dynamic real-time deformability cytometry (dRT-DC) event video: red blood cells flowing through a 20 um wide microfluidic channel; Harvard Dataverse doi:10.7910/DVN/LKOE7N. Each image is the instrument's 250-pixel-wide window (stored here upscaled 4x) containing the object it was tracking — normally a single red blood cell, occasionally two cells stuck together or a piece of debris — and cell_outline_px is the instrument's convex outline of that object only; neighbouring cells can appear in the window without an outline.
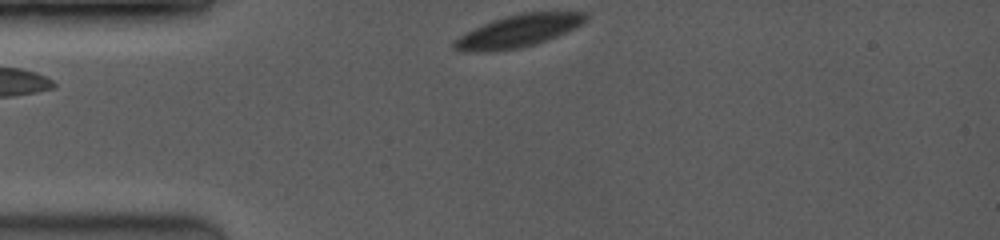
{"species": "common noctule bat (a hibernating species)", "species_latin": "Nyctalus noctula", "temperature_condition": "room temperature", "stored_images_in_passage": 29, "camera_frame_rate_fps": 3500, "um_per_image_px": 0.085, "animal": {"sex": "female", "body_mass_g": 19.0, "forearm_length_mm": 53.3}, "frame": {"image": 1, "passage_image": 1, "time_ms": 0.0, "image_size_px": [1000, 240], "cell_outline_px": [[588, 20], [556, 36], [536, 44], [520, 48], [468, 52], [464, 52], [452, 48], [452, 44], [464, 32], [492, 20], [504, 16], [524, 12], [588, 12]], "centroid_in_image_um": [44.04, 2.62], "position_along_channel_um": 41.0, "area_um2": 24.51}}
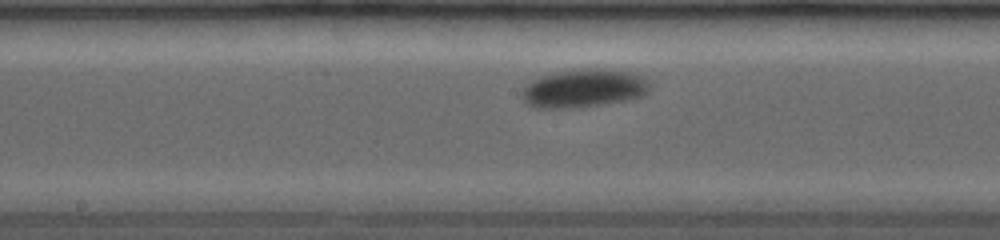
{"frame": {"image": 2, "passage_image": 13, "time_ms": 4.857, "image_size_px": [1000, 240], "cell_outline_px": [[648, 92], [640, 96], [624, 100], [576, 108], [536, 108], [528, 104], [524, 100], [520, 92], [532, 80], [540, 76], [556, 72], [580, 68], [596, 68], [628, 72], [644, 76], [648, 80]], "centroid_in_image_um": [49.59, 7.5], "position_along_channel_um": 198.6, "area_um2": 28.38}}
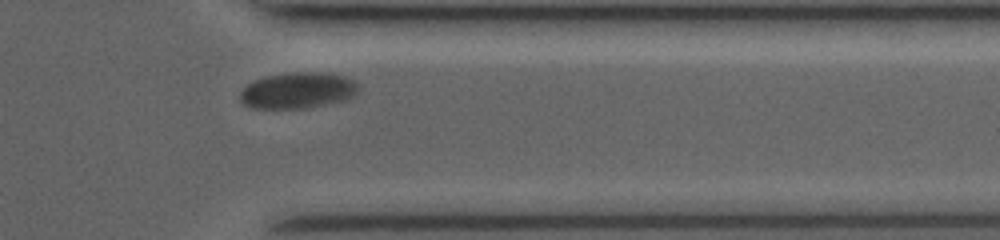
{"frame": {"image": 3, "passage_image": 26, "time_ms": 9.714, "image_size_px": [1000, 240], "cell_outline_px": [[360, 92], [356, 96], [348, 100], [304, 108], [252, 108], [244, 104], [240, 100], [240, 92], [248, 84], [256, 80], [268, 76], [292, 72], [320, 72], [344, 76], [356, 80], [360, 88]], "centroid_in_image_um": [25.4, 7.69], "position_along_channel_um": 386.0, "area_um2": 25.09}}